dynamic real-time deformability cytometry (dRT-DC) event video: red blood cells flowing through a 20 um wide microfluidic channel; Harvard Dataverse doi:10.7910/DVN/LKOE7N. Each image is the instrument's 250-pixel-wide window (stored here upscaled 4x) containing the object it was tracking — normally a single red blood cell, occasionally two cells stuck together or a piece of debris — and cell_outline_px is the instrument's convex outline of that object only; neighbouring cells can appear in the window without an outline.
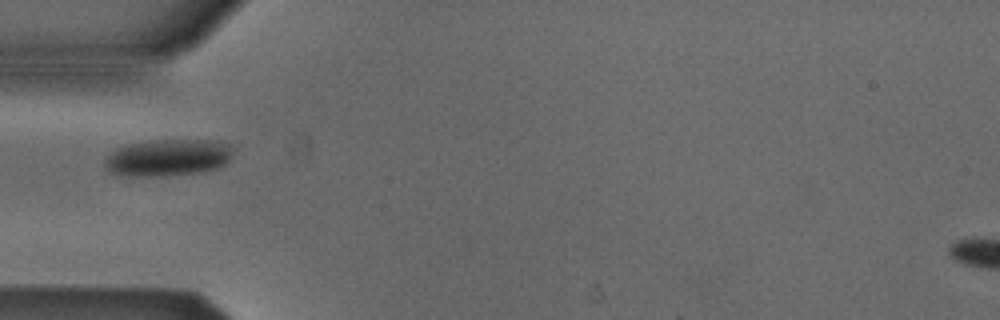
{"species": "Egyptian fruit bat (a non-hibernating species)", "species_latin": "Rousettus aegyptiacus", "temperature_condition": "cold", "stored_images_in_passage": 37, "camera_frame_rate_fps": 3000, "um_per_image_px": 0.085, "animal": {"sex": "male"}, "frame": {"image": 1, "passage_image": 1, "time_ms": 0.0, "image_size_px": [1000, 320], "cell_outline_px": [[232, 152], [228, 160], [224, 164], [216, 168], [196, 172], [164, 176], [116, 176], [108, 172], [104, 168], [104, 156], [116, 148], [124, 144], [156, 140], [220, 140], [228, 144], [232, 148]], "centroid_in_image_um": [14.16, 13.39], "position_along_channel_um": 70.8, "area_um2": 27.98}}
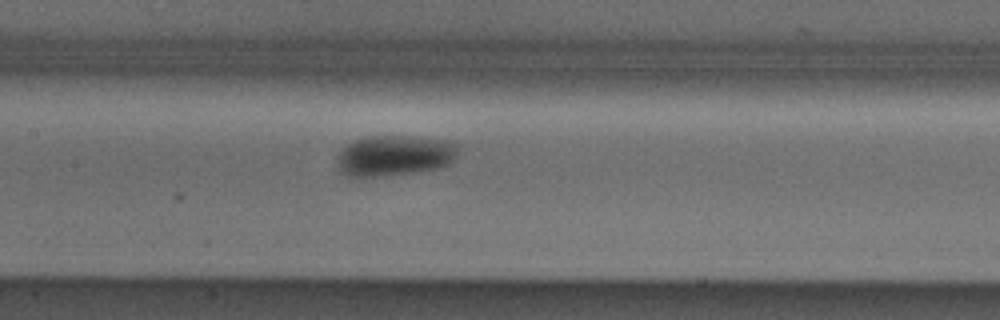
{"frame": {"image": 2, "passage_image": 9, "time_ms": 2.667, "image_size_px": [1000, 320], "cell_outline_px": [[460, 144], [456, 156], [448, 164], [440, 168], [420, 172], [384, 176], [348, 176], [340, 172], [336, 164], [336, 156], [352, 140], [368, 136], [408, 136], [444, 140]], "centroid_in_image_um": [33.52, 13.23], "position_along_channel_um": 173.9, "area_um2": 29.02}}
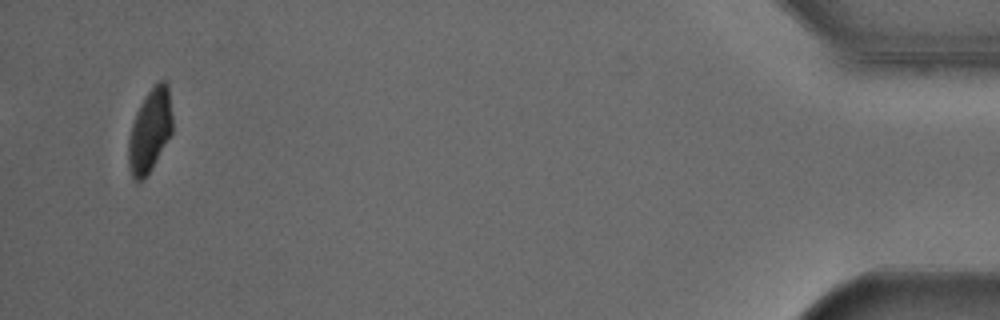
{"frame": {"image": 3, "passage_image": 35, "time_ms": 11.333, "image_size_px": [1000, 320], "cell_outline_px": [[172, 132], [152, 168], [140, 180], [136, 180], [132, 176], [128, 164], [128, 140], [132, 124], [136, 112], [140, 104], [148, 92], [160, 80], [168, 80], [172, 116]], "centroid_in_image_um": [12.75, 11.05], "position_along_channel_um": 422.5, "area_um2": 21.1}}